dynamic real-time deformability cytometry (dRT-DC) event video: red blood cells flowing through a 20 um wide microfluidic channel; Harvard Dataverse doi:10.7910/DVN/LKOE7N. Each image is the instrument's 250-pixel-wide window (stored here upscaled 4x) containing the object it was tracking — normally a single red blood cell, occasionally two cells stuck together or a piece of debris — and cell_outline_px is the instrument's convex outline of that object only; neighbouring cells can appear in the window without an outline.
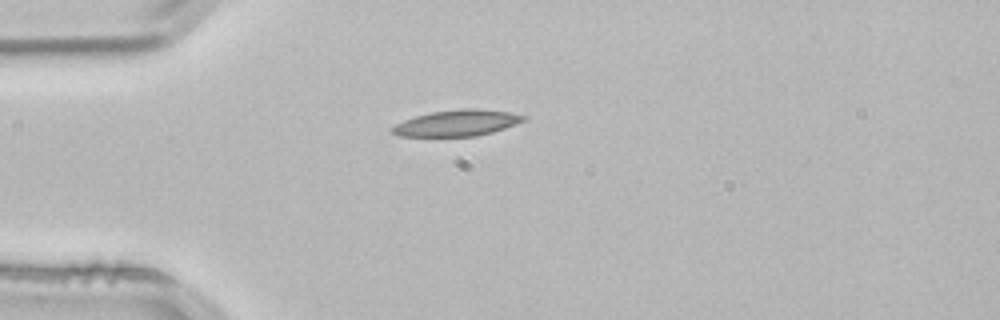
{"species": "common noctule bat (a hibernating species)", "species_latin": "Nyctalus noctula", "temperature_condition": "room temperature", "stored_images_in_passage": 40, "camera_frame_rate_fps": 3000, "um_per_image_px": 0.085, "animal": {"sex": "male", "body_mass_g": 21.5, "forearm_length_mm": 52.0}, "frame": {"image": 1, "passage_image": 1, "time_ms": 0.0, "image_size_px": [1000, 320], "cell_outline_px": [[528, 120], [492, 132], [476, 136], [400, 136], [392, 132], [388, 128], [404, 120], [416, 116], [432, 112], [460, 108], [480, 108], [508, 112], [528, 116]], "centroid_in_image_um": [38.88, 10.44], "position_along_channel_um": 46.1, "area_um2": 20.11}}
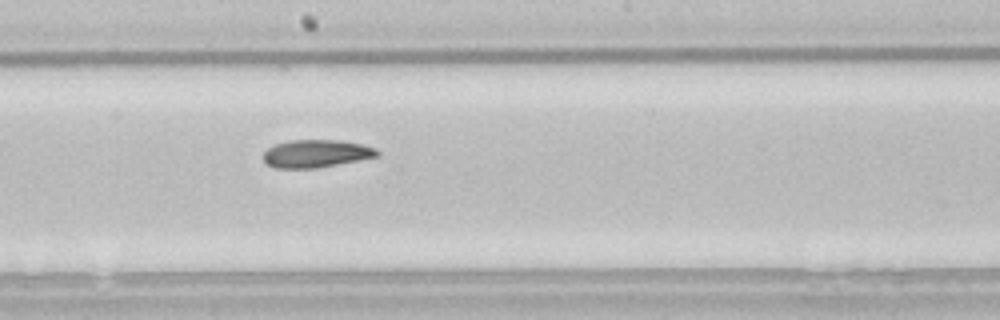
{"frame": {"image": 2, "passage_image": 16, "time_ms": 5.0, "image_size_px": [1000, 320], "cell_outline_px": [[380, 156], [316, 168], [276, 168], [268, 164], [264, 160], [264, 152], [268, 148], [276, 144], [288, 140], [336, 140], [360, 144], [376, 148], [380, 152]], "centroid_in_image_um": [26.89, 13.05], "position_along_channel_um": 221.3, "area_um2": 18.26}}
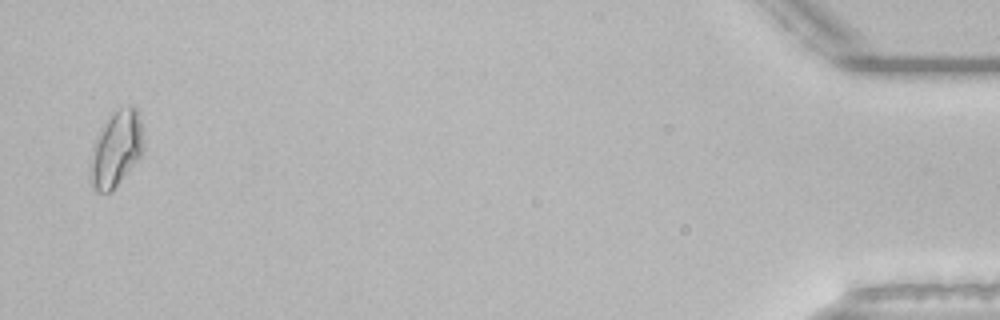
{"frame": {"image": 3, "passage_image": 39, "time_ms": 12.667, "image_size_px": [1000, 320], "cell_outline_px": [[144, 148], [140, 156], [112, 192], [96, 192], [92, 188], [92, 148], [96, 136], [100, 128], [112, 112], [128, 104], [132, 104], [136, 108], [140, 120], [144, 140]], "centroid_in_image_um": [9.9, 12.61], "position_along_channel_um": 425.3, "area_um2": 23.35}}